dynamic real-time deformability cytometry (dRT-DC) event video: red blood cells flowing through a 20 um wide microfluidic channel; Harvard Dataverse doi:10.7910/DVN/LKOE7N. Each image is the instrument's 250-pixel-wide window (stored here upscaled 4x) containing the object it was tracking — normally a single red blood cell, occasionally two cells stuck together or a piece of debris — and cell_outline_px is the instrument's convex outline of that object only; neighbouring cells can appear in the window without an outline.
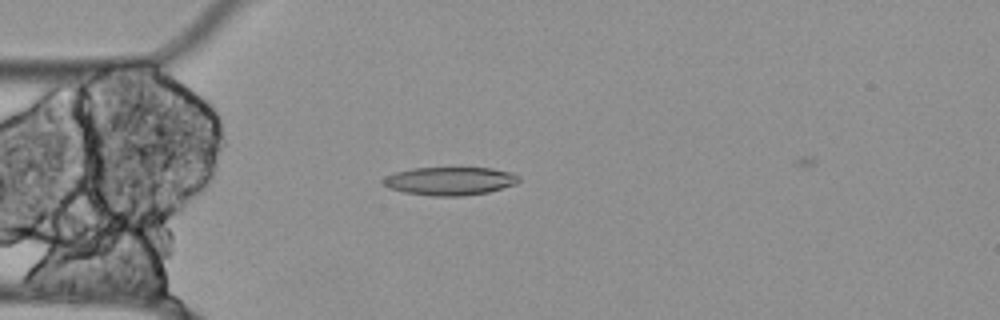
{"species": "Egyptian fruit bat (a non-hibernating species)", "species_latin": "Rousettus aegyptiacus", "temperature_condition": "cold", "stored_images_in_passage": 55, "camera_frame_rate_fps": 3000, "um_per_image_px": 0.085, "animal": {"sex": "female"}, "frame": {"image": 1, "passage_image": 14, "time_ms": 4.333, "image_size_px": [1000, 320], "cell_outline_px": [[520, 180], [516, 184], [488, 192], [460, 196], [432, 196], [404, 192], [388, 188], [380, 180], [384, 176], [392, 172], [412, 168], [492, 168], [512, 172], [520, 176]], "centroid_in_image_um": [38.21, 15.38], "position_along_channel_um": 46.8, "area_um2": 22.54}}
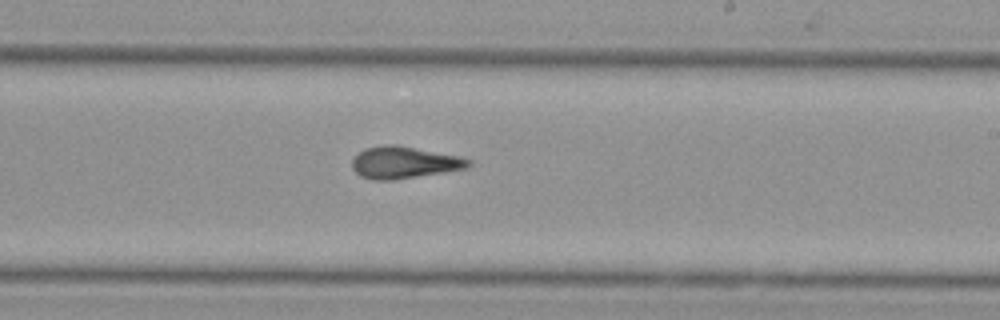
{"frame": {"image": 2, "passage_image": 32, "time_ms": 10.333, "image_size_px": [1000, 320], "cell_outline_px": [[472, 164], [468, 168], [444, 172], [392, 180], [372, 180], [360, 176], [352, 168], [352, 160], [364, 148], [384, 144], [396, 144], [460, 156], [472, 160]], "centroid_in_image_um": [34.36, 13.8], "position_along_channel_um": 254.6, "area_um2": 21.79}}
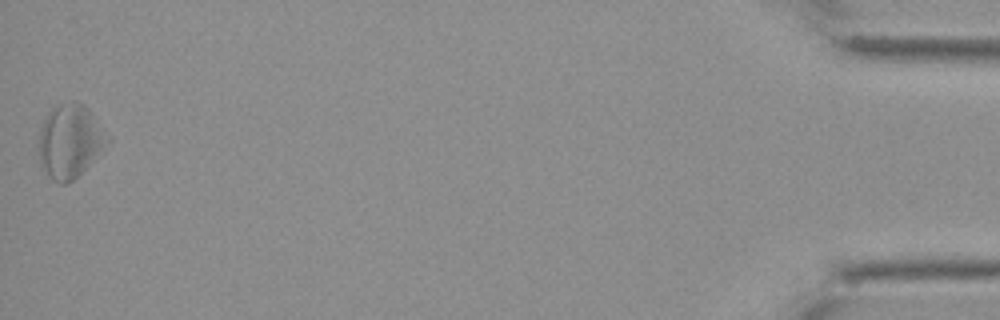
{"frame": {"image": 3, "passage_image": 55, "time_ms": 18.0, "image_size_px": [1000, 320], "cell_outline_px": [[112, 140], [68, 184], [60, 184], [52, 180], [48, 176], [40, 164], [40, 128], [52, 104], [68, 100], [76, 100], [84, 104], [92, 112]], "centroid_in_image_um": [5.95, 11.93], "position_along_channel_um": 429.3, "area_um2": 29.65}, "authors_computed_cell_mechanics": {"area_um2": 22.542, "velocity_mm_per_s": 3.5059, "shape_relaxation_time_tau1_ms": null, "shape_relaxation_time_tau2_ms": 6.5087, "deformation_change_tau1": null, "deformation_change_tau2": 0.203}}